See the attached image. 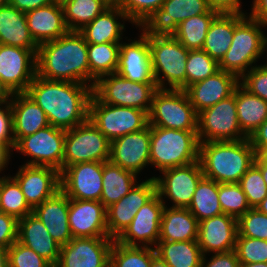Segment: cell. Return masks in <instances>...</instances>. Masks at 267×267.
<instances>
[{"mask_svg":"<svg viewBox=\"0 0 267 267\" xmlns=\"http://www.w3.org/2000/svg\"><path fill=\"white\" fill-rule=\"evenodd\" d=\"M157 89L156 83L132 82L118 73H112L95 82L92 94L102 103L137 108L149 114Z\"/></svg>","mask_w":267,"mask_h":267,"instance_id":"ba28073f","label":"cell"},{"mask_svg":"<svg viewBox=\"0 0 267 267\" xmlns=\"http://www.w3.org/2000/svg\"><path fill=\"white\" fill-rule=\"evenodd\" d=\"M11 153L2 145H0V173L3 170H6L4 168L7 167L9 163Z\"/></svg>","mask_w":267,"mask_h":267,"instance_id":"94428289","label":"cell"},{"mask_svg":"<svg viewBox=\"0 0 267 267\" xmlns=\"http://www.w3.org/2000/svg\"><path fill=\"white\" fill-rule=\"evenodd\" d=\"M219 70V63L202 49L189 50L186 61V88Z\"/></svg>","mask_w":267,"mask_h":267,"instance_id":"7bdbcfd3","label":"cell"},{"mask_svg":"<svg viewBox=\"0 0 267 267\" xmlns=\"http://www.w3.org/2000/svg\"><path fill=\"white\" fill-rule=\"evenodd\" d=\"M161 173L163 177H154L156 192L160 198L171 199L173 208H188L199 181L204 177L199 160Z\"/></svg>","mask_w":267,"mask_h":267,"instance_id":"5bb4252c","label":"cell"},{"mask_svg":"<svg viewBox=\"0 0 267 267\" xmlns=\"http://www.w3.org/2000/svg\"><path fill=\"white\" fill-rule=\"evenodd\" d=\"M55 2V0H8V4L21 12H28Z\"/></svg>","mask_w":267,"mask_h":267,"instance_id":"6f0895ef","label":"cell"},{"mask_svg":"<svg viewBox=\"0 0 267 267\" xmlns=\"http://www.w3.org/2000/svg\"><path fill=\"white\" fill-rule=\"evenodd\" d=\"M164 207V200L156 193L138 210L131 223L115 240L127 246L155 248L159 241L160 223Z\"/></svg>","mask_w":267,"mask_h":267,"instance_id":"9a60e30c","label":"cell"},{"mask_svg":"<svg viewBox=\"0 0 267 267\" xmlns=\"http://www.w3.org/2000/svg\"><path fill=\"white\" fill-rule=\"evenodd\" d=\"M129 21L127 15L114 2L79 32L87 44L120 42L125 25L118 19ZM118 20V21H117Z\"/></svg>","mask_w":267,"mask_h":267,"instance_id":"f546056e","label":"cell"},{"mask_svg":"<svg viewBox=\"0 0 267 267\" xmlns=\"http://www.w3.org/2000/svg\"><path fill=\"white\" fill-rule=\"evenodd\" d=\"M263 50H264V53H265V50L267 51V36L266 35H265V38H264V48H263ZM264 66L267 67V63L264 64Z\"/></svg>","mask_w":267,"mask_h":267,"instance_id":"89a4df30","label":"cell"},{"mask_svg":"<svg viewBox=\"0 0 267 267\" xmlns=\"http://www.w3.org/2000/svg\"><path fill=\"white\" fill-rule=\"evenodd\" d=\"M245 15L219 13L210 24L202 50L219 63L230 48L236 24Z\"/></svg>","mask_w":267,"mask_h":267,"instance_id":"d6a6232c","label":"cell"},{"mask_svg":"<svg viewBox=\"0 0 267 267\" xmlns=\"http://www.w3.org/2000/svg\"><path fill=\"white\" fill-rule=\"evenodd\" d=\"M88 119L110 142L129 133L141 131L149 125L146 111L105 104L93 94L89 101Z\"/></svg>","mask_w":267,"mask_h":267,"instance_id":"9c48e42d","label":"cell"},{"mask_svg":"<svg viewBox=\"0 0 267 267\" xmlns=\"http://www.w3.org/2000/svg\"><path fill=\"white\" fill-rule=\"evenodd\" d=\"M206 258V255H203L201 267H239L240 265L235 249L227 252L214 253L210 260Z\"/></svg>","mask_w":267,"mask_h":267,"instance_id":"db71d44e","label":"cell"},{"mask_svg":"<svg viewBox=\"0 0 267 267\" xmlns=\"http://www.w3.org/2000/svg\"><path fill=\"white\" fill-rule=\"evenodd\" d=\"M155 248L127 246L114 239L109 267H150Z\"/></svg>","mask_w":267,"mask_h":267,"instance_id":"b9f144b4","label":"cell"},{"mask_svg":"<svg viewBox=\"0 0 267 267\" xmlns=\"http://www.w3.org/2000/svg\"><path fill=\"white\" fill-rule=\"evenodd\" d=\"M199 142L235 141L248 137L242 132L236 109V88L229 97L198 113Z\"/></svg>","mask_w":267,"mask_h":267,"instance_id":"8fae6325","label":"cell"},{"mask_svg":"<svg viewBox=\"0 0 267 267\" xmlns=\"http://www.w3.org/2000/svg\"><path fill=\"white\" fill-rule=\"evenodd\" d=\"M37 51L0 44V80L13 93L26 92L37 75Z\"/></svg>","mask_w":267,"mask_h":267,"instance_id":"e0dca14e","label":"cell"},{"mask_svg":"<svg viewBox=\"0 0 267 267\" xmlns=\"http://www.w3.org/2000/svg\"><path fill=\"white\" fill-rule=\"evenodd\" d=\"M9 267H54L49 261L20 242L8 248Z\"/></svg>","mask_w":267,"mask_h":267,"instance_id":"681fc988","label":"cell"},{"mask_svg":"<svg viewBox=\"0 0 267 267\" xmlns=\"http://www.w3.org/2000/svg\"><path fill=\"white\" fill-rule=\"evenodd\" d=\"M218 14L210 10L208 13L186 19L178 25L174 37L189 50L202 49L210 24Z\"/></svg>","mask_w":267,"mask_h":267,"instance_id":"ab89813d","label":"cell"},{"mask_svg":"<svg viewBox=\"0 0 267 267\" xmlns=\"http://www.w3.org/2000/svg\"><path fill=\"white\" fill-rule=\"evenodd\" d=\"M239 81L235 75L219 69L205 80L188 86L184 91L198 114L232 95Z\"/></svg>","mask_w":267,"mask_h":267,"instance_id":"d4e9b609","label":"cell"},{"mask_svg":"<svg viewBox=\"0 0 267 267\" xmlns=\"http://www.w3.org/2000/svg\"><path fill=\"white\" fill-rule=\"evenodd\" d=\"M263 27L266 26L245 15L234 28L232 43L219 62V69L240 79L253 68L252 64L264 55Z\"/></svg>","mask_w":267,"mask_h":267,"instance_id":"5b68a950","label":"cell"},{"mask_svg":"<svg viewBox=\"0 0 267 267\" xmlns=\"http://www.w3.org/2000/svg\"><path fill=\"white\" fill-rule=\"evenodd\" d=\"M238 235L237 219L224 213L199 222L198 245L203 255L234 250Z\"/></svg>","mask_w":267,"mask_h":267,"instance_id":"cb8c5ba5","label":"cell"},{"mask_svg":"<svg viewBox=\"0 0 267 267\" xmlns=\"http://www.w3.org/2000/svg\"><path fill=\"white\" fill-rule=\"evenodd\" d=\"M111 142L88 119L67 129L65 135L63 170L83 162H105L110 159Z\"/></svg>","mask_w":267,"mask_h":267,"instance_id":"30bf717a","label":"cell"},{"mask_svg":"<svg viewBox=\"0 0 267 267\" xmlns=\"http://www.w3.org/2000/svg\"><path fill=\"white\" fill-rule=\"evenodd\" d=\"M0 145L4 146L10 153L15 146L13 116L10 104L0 107Z\"/></svg>","mask_w":267,"mask_h":267,"instance_id":"816d5d0a","label":"cell"},{"mask_svg":"<svg viewBox=\"0 0 267 267\" xmlns=\"http://www.w3.org/2000/svg\"><path fill=\"white\" fill-rule=\"evenodd\" d=\"M241 0H207L211 10L223 14H247L241 10Z\"/></svg>","mask_w":267,"mask_h":267,"instance_id":"11a10c76","label":"cell"},{"mask_svg":"<svg viewBox=\"0 0 267 267\" xmlns=\"http://www.w3.org/2000/svg\"><path fill=\"white\" fill-rule=\"evenodd\" d=\"M148 116L150 126L197 131L198 114L181 89L158 88L154 92Z\"/></svg>","mask_w":267,"mask_h":267,"instance_id":"52a82bcc","label":"cell"},{"mask_svg":"<svg viewBox=\"0 0 267 267\" xmlns=\"http://www.w3.org/2000/svg\"><path fill=\"white\" fill-rule=\"evenodd\" d=\"M103 162H83L66 167L60 173L61 190L69 199L100 201Z\"/></svg>","mask_w":267,"mask_h":267,"instance_id":"ac0fdd59","label":"cell"},{"mask_svg":"<svg viewBox=\"0 0 267 267\" xmlns=\"http://www.w3.org/2000/svg\"><path fill=\"white\" fill-rule=\"evenodd\" d=\"M239 184L251 208H256L267 196V185L255 164L241 177Z\"/></svg>","mask_w":267,"mask_h":267,"instance_id":"f6af8a7d","label":"cell"},{"mask_svg":"<svg viewBox=\"0 0 267 267\" xmlns=\"http://www.w3.org/2000/svg\"><path fill=\"white\" fill-rule=\"evenodd\" d=\"M150 267H169L166 262L156 253L152 257V262Z\"/></svg>","mask_w":267,"mask_h":267,"instance_id":"be15d7a7","label":"cell"},{"mask_svg":"<svg viewBox=\"0 0 267 267\" xmlns=\"http://www.w3.org/2000/svg\"><path fill=\"white\" fill-rule=\"evenodd\" d=\"M14 93L0 80V107L10 104Z\"/></svg>","mask_w":267,"mask_h":267,"instance_id":"91938a15","label":"cell"},{"mask_svg":"<svg viewBox=\"0 0 267 267\" xmlns=\"http://www.w3.org/2000/svg\"><path fill=\"white\" fill-rule=\"evenodd\" d=\"M249 16L267 27V0H253Z\"/></svg>","mask_w":267,"mask_h":267,"instance_id":"680465c9","label":"cell"},{"mask_svg":"<svg viewBox=\"0 0 267 267\" xmlns=\"http://www.w3.org/2000/svg\"><path fill=\"white\" fill-rule=\"evenodd\" d=\"M10 106L15 144L21 138L32 135L50 125L43 109L25 92L14 93Z\"/></svg>","mask_w":267,"mask_h":267,"instance_id":"f1b7e54d","label":"cell"},{"mask_svg":"<svg viewBox=\"0 0 267 267\" xmlns=\"http://www.w3.org/2000/svg\"><path fill=\"white\" fill-rule=\"evenodd\" d=\"M249 140L256 154L267 148V120L251 134Z\"/></svg>","mask_w":267,"mask_h":267,"instance_id":"9f6ffc18","label":"cell"},{"mask_svg":"<svg viewBox=\"0 0 267 267\" xmlns=\"http://www.w3.org/2000/svg\"><path fill=\"white\" fill-rule=\"evenodd\" d=\"M151 126L111 141L110 161L138 174L150 164Z\"/></svg>","mask_w":267,"mask_h":267,"instance_id":"ffe728a7","label":"cell"},{"mask_svg":"<svg viewBox=\"0 0 267 267\" xmlns=\"http://www.w3.org/2000/svg\"><path fill=\"white\" fill-rule=\"evenodd\" d=\"M265 163H267V148L262 149L258 154H257Z\"/></svg>","mask_w":267,"mask_h":267,"instance_id":"a7ac6f4b","label":"cell"},{"mask_svg":"<svg viewBox=\"0 0 267 267\" xmlns=\"http://www.w3.org/2000/svg\"><path fill=\"white\" fill-rule=\"evenodd\" d=\"M218 200L222 212L236 219L251 209L239 183H218Z\"/></svg>","mask_w":267,"mask_h":267,"instance_id":"ee69618b","label":"cell"},{"mask_svg":"<svg viewBox=\"0 0 267 267\" xmlns=\"http://www.w3.org/2000/svg\"><path fill=\"white\" fill-rule=\"evenodd\" d=\"M155 250L169 267H201L203 253L197 240L158 241Z\"/></svg>","mask_w":267,"mask_h":267,"instance_id":"d590c367","label":"cell"},{"mask_svg":"<svg viewBox=\"0 0 267 267\" xmlns=\"http://www.w3.org/2000/svg\"><path fill=\"white\" fill-rule=\"evenodd\" d=\"M68 212L69 198L62 190L33 209V214L40 219L60 246L66 245L73 239L69 228Z\"/></svg>","mask_w":267,"mask_h":267,"instance_id":"4316f807","label":"cell"},{"mask_svg":"<svg viewBox=\"0 0 267 267\" xmlns=\"http://www.w3.org/2000/svg\"><path fill=\"white\" fill-rule=\"evenodd\" d=\"M0 44L37 51L27 26L26 14L9 4L0 8Z\"/></svg>","mask_w":267,"mask_h":267,"instance_id":"1f68e13d","label":"cell"},{"mask_svg":"<svg viewBox=\"0 0 267 267\" xmlns=\"http://www.w3.org/2000/svg\"><path fill=\"white\" fill-rule=\"evenodd\" d=\"M154 176L135 184L127 195L106 208L107 229L116 239L131 223L138 210L156 194Z\"/></svg>","mask_w":267,"mask_h":267,"instance_id":"d6986e66","label":"cell"},{"mask_svg":"<svg viewBox=\"0 0 267 267\" xmlns=\"http://www.w3.org/2000/svg\"><path fill=\"white\" fill-rule=\"evenodd\" d=\"M239 267H267V262L240 264Z\"/></svg>","mask_w":267,"mask_h":267,"instance_id":"003e7915","label":"cell"},{"mask_svg":"<svg viewBox=\"0 0 267 267\" xmlns=\"http://www.w3.org/2000/svg\"><path fill=\"white\" fill-rule=\"evenodd\" d=\"M65 135V129L49 125L32 135L21 138L13 150L32 158L25 165L52 167L61 173Z\"/></svg>","mask_w":267,"mask_h":267,"instance_id":"7c38bea8","label":"cell"},{"mask_svg":"<svg viewBox=\"0 0 267 267\" xmlns=\"http://www.w3.org/2000/svg\"><path fill=\"white\" fill-rule=\"evenodd\" d=\"M112 3L113 0H63L61 4L68 30H81Z\"/></svg>","mask_w":267,"mask_h":267,"instance_id":"74e56055","label":"cell"},{"mask_svg":"<svg viewBox=\"0 0 267 267\" xmlns=\"http://www.w3.org/2000/svg\"><path fill=\"white\" fill-rule=\"evenodd\" d=\"M235 251L240 264L267 262V240L237 237Z\"/></svg>","mask_w":267,"mask_h":267,"instance_id":"c3c4849f","label":"cell"},{"mask_svg":"<svg viewBox=\"0 0 267 267\" xmlns=\"http://www.w3.org/2000/svg\"><path fill=\"white\" fill-rule=\"evenodd\" d=\"M165 0H114L113 2L123 10L129 22L140 26L154 11L162 7Z\"/></svg>","mask_w":267,"mask_h":267,"instance_id":"7dc6e473","label":"cell"},{"mask_svg":"<svg viewBox=\"0 0 267 267\" xmlns=\"http://www.w3.org/2000/svg\"><path fill=\"white\" fill-rule=\"evenodd\" d=\"M210 10L207 0H165L139 27L146 36H174L181 22Z\"/></svg>","mask_w":267,"mask_h":267,"instance_id":"4fadbf2b","label":"cell"},{"mask_svg":"<svg viewBox=\"0 0 267 267\" xmlns=\"http://www.w3.org/2000/svg\"><path fill=\"white\" fill-rule=\"evenodd\" d=\"M25 14L29 32L38 46L58 39L69 31L61 2L55 1Z\"/></svg>","mask_w":267,"mask_h":267,"instance_id":"484cf974","label":"cell"},{"mask_svg":"<svg viewBox=\"0 0 267 267\" xmlns=\"http://www.w3.org/2000/svg\"><path fill=\"white\" fill-rule=\"evenodd\" d=\"M237 229V237L267 240V215L251 208L237 219Z\"/></svg>","mask_w":267,"mask_h":267,"instance_id":"bcb514c9","label":"cell"},{"mask_svg":"<svg viewBox=\"0 0 267 267\" xmlns=\"http://www.w3.org/2000/svg\"><path fill=\"white\" fill-rule=\"evenodd\" d=\"M257 154L249 138L201 142L199 162L204 177L218 183H239L254 164Z\"/></svg>","mask_w":267,"mask_h":267,"instance_id":"3957f363","label":"cell"},{"mask_svg":"<svg viewBox=\"0 0 267 267\" xmlns=\"http://www.w3.org/2000/svg\"><path fill=\"white\" fill-rule=\"evenodd\" d=\"M256 209L267 215V196L262 200V202L256 206Z\"/></svg>","mask_w":267,"mask_h":267,"instance_id":"03108f58","label":"cell"},{"mask_svg":"<svg viewBox=\"0 0 267 267\" xmlns=\"http://www.w3.org/2000/svg\"><path fill=\"white\" fill-rule=\"evenodd\" d=\"M137 40L120 44L118 68L120 76L139 83H156L151 58L148 36L143 32Z\"/></svg>","mask_w":267,"mask_h":267,"instance_id":"603a6c76","label":"cell"},{"mask_svg":"<svg viewBox=\"0 0 267 267\" xmlns=\"http://www.w3.org/2000/svg\"><path fill=\"white\" fill-rule=\"evenodd\" d=\"M36 67L41 78L90 86L87 43L79 31H68L58 39L39 45Z\"/></svg>","mask_w":267,"mask_h":267,"instance_id":"7a4b0ae2","label":"cell"},{"mask_svg":"<svg viewBox=\"0 0 267 267\" xmlns=\"http://www.w3.org/2000/svg\"><path fill=\"white\" fill-rule=\"evenodd\" d=\"M148 43L157 88L185 90L189 49L174 36H148Z\"/></svg>","mask_w":267,"mask_h":267,"instance_id":"8992f818","label":"cell"},{"mask_svg":"<svg viewBox=\"0 0 267 267\" xmlns=\"http://www.w3.org/2000/svg\"><path fill=\"white\" fill-rule=\"evenodd\" d=\"M45 112L51 126L71 129L88 120L92 87L36 75L25 92Z\"/></svg>","mask_w":267,"mask_h":267,"instance_id":"6da1fadb","label":"cell"},{"mask_svg":"<svg viewBox=\"0 0 267 267\" xmlns=\"http://www.w3.org/2000/svg\"><path fill=\"white\" fill-rule=\"evenodd\" d=\"M120 44L121 42L87 44L90 86L92 88L99 78L116 73Z\"/></svg>","mask_w":267,"mask_h":267,"instance_id":"8d00e7d4","label":"cell"},{"mask_svg":"<svg viewBox=\"0 0 267 267\" xmlns=\"http://www.w3.org/2000/svg\"><path fill=\"white\" fill-rule=\"evenodd\" d=\"M254 164L260 169L262 177L267 185V163H265L258 155L255 158Z\"/></svg>","mask_w":267,"mask_h":267,"instance_id":"6125c7cd","label":"cell"},{"mask_svg":"<svg viewBox=\"0 0 267 267\" xmlns=\"http://www.w3.org/2000/svg\"><path fill=\"white\" fill-rule=\"evenodd\" d=\"M0 208L1 212L14 216L17 220L33 213L18 182L11 176L0 177Z\"/></svg>","mask_w":267,"mask_h":267,"instance_id":"60d3db41","label":"cell"},{"mask_svg":"<svg viewBox=\"0 0 267 267\" xmlns=\"http://www.w3.org/2000/svg\"><path fill=\"white\" fill-rule=\"evenodd\" d=\"M188 210L199 222L222 214V208L218 200V182L203 177L197 185Z\"/></svg>","mask_w":267,"mask_h":267,"instance_id":"f35d334b","label":"cell"},{"mask_svg":"<svg viewBox=\"0 0 267 267\" xmlns=\"http://www.w3.org/2000/svg\"><path fill=\"white\" fill-rule=\"evenodd\" d=\"M18 220L0 212V248L8 249L17 241Z\"/></svg>","mask_w":267,"mask_h":267,"instance_id":"f5cc1de1","label":"cell"},{"mask_svg":"<svg viewBox=\"0 0 267 267\" xmlns=\"http://www.w3.org/2000/svg\"><path fill=\"white\" fill-rule=\"evenodd\" d=\"M137 174L112 163L103 162L102 194L100 201L108 208L127 195L137 182Z\"/></svg>","mask_w":267,"mask_h":267,"instance_id":"836d02e7","label":"cell"},{"mask_svg":"<svg viewBox=\"0 0 267 267\" xmlns=\"http://www.w3.org/2000/svg\"><path fill=\"white\" fill-rule=\"evenodd\" d=\"M0 267H9L8 249L0 248Z\"/></svg>","mask_w":267,"mask_h":267,"instance_id":"e7e4bbea","label":"cell"},{"mask_svg":"<svg viewBox=\"0 0 267 267\" xmlns=\"http://www.w3.org/2000/svg\"><path fill=\"white\" fill-rule=\"evenodd\" d=\"M111 237L73 238L60 247V257L55 267H109Z\"/></svg>","mask_w":267,"mask_h":267,"instance_id":"2e32d148","label":"cell"},{"mask_svg":"<svg viewBox=\"0 0 267 267\" xmlns=\"http://www.w3.org/2000/svg\"><path fill=\"white\" fill-rule=\"evenodd\" d=\"M199 221L188 208H163L159 241L198 240Z\"/></svg>","mask_w":267,"mask_h":267,"instance_id":"4dcf8cb0","label":"cell"},{"mask_svg":"<svg viewBox=\"0 0 267 267\" xmlns=\"http://www.w3.org/2000/svg\"><path fill=\"white\" fill-rule=\"evenodd\" d=\"M13 178L32 209L61 190L60 172L52 167L23 164Z\"/></svg>","mask_w":267,"mask_h":267,"instance_id":"44dd1931","label":"cell"},{"mask_svg":"<svg viewBox=\"0 0 267 267\" xmlns=\"http://www.w3.org/2000/svg\"><path fill=\"white\" fill-rule=\"evenodd\" d=\"M17 241L31 248L54 267L58 264L61 246L33 213L18 220Z\"/></svg>","mask_w":267,"mask_h":267,"instance_id":"83f0119b","label":"cell"},{"mask_svg":"<svg viewBox=\"0 0 267 267\" xmlns=\"http://www.w3.org/2000/svg\"><path fill=\"white\" fill-rule=\"evenodd\" d=\"M199 146L197 131L151 126L150 165L162 172L197 162Z\"/></svg>","mask_w":267,"mask_h":267,"instance_id":"277c9868","label":"cell"},{"mask_svg":"<svg viewBox=\"0 0 267 267\" xmlns=\"http://www.w3.org/2000/svg\"><path fill=\"white\" fill-rule=\"evenodd\" d=\"M239 80L246 90L267 102V67L254 65Z\"/></svg>","mask_w":267,"mask_h":267,"instance_id":"f907efd6","label":"cell"},{"mask_svg":"<svg viewBox=\"0 0 267 267\" xmlns=\"http://www.w3.org/2000/svg\"><path fill=\"white\" fill-rule=\"evenodd\" d=\"M236 109L239 126L248 138L267 120V102L240 83L236 87Z\"/></svg>","mask_w":267,"mask_h":267,"instance_id":"e575fe53","label":"cell"},{"mask_svg":"<svg viewBox=\"0 0 267 267\" xmlns=\"http://www.w3.org/2000/svg\"><path fill=\"white\" fill-rule=\"evenodd\" d=\"M68 222L73 238L110 237L101 201L69 199Z\"/></svg>","mask_w":267,"mask_h":267,"instance_id":"7402d4cb","label":"cell"},{"mask_svg":"<svg viewBox=\"0 0 267 267\" xmlns=\"http://www.w3.org/2000/svg\"><path fill=\"white\" fill-rule=\"evenodd\" d=\"M7 4H8V0H0V8Z\"/></svg>","mask_w":267,"mask_h":267,"instance_id":"2644e50d","label":"cell"}]
</instances>
